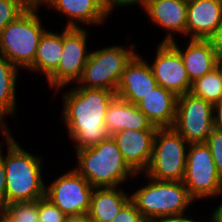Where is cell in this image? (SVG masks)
<instances>
[{
  "instance_id": "obj_10",
  "label": "cell",
  "mask_w": 222,
  "mask_h": 222,
  "mask_svg": "<svg viewBox=\"0 0 222 222\" xmlns=\"http://www.w3.org/2000/svg\"><path fill=\"white\" fill-rule=\"evenodd\" d=\"M172 128L189 144L206 142L214 129V105L191 92L178 96Z\"/></svg>"
},
{
  "instance_id": "obj_2",
  "label": "cell",
  "mask_w": 222,
  "mask_h": 222,
  "mask_svg": "<svg viewBox=\"0 0 222 222\" xmlns=\"http://www.w3.org/2000/svg\"><path fill=\"white\" fill-rule=\"evenodd\" d=\"M14 136L7 135V155H3L6 174L5 205L14 202L34 201L45 196L42 179V157L22 148Z\"/></svg>"
},
{
  "instance_id": "obj_27",
  "label": "cell",
  "mask_w": 222,
  "mask_h": 222,
  "mask_svg": "<svg viewBox=\"0 0 222 222\" xmlns=\"http://www.w3.org/2000/svg\"><path fill=\"white\" fill-rule=\"evenodd\" d=\"M65 214L45 196L39 199V222H63Z\"/></svg>"
},
{
  "instance_id": "obj_15",
  "label": "cell",
  "mask_w": 222,
  "mask_h": 222,
  "mask_svg": "<svg viewBox=\"0 0 222 222\" xmlns=\"http://www.w3.org/2000/svg\"><path fill=\"white\" fill-rule=\"evenodd\" d=\"M187 8L188 0H150L143 10L151 22L168 31L162 42L169 43L175 33L186 37Z\"/></svg>"
},
{
  "instance_id": "obj_13",
  "label": "cell",
  "mask_w": 222,
  "mask_h": 222,
  "mask_svg": "<svg viewBox=\"0 0 222 222\" xmlns=\"http://www.w3.org/2000/svg\"><path fill=\"white\" fill-rule=\"evenodd\" d=\"M156 132L157 129L122 130L111 135L125 162L137 175L148 169Z\"/></svg>"
},
{
  "instance_id": "obj_6",
  "label": "cell",
  "mask_w": 222,
  "mask_h": 222,
  "mask_svg": "<svg viewBox=\"0 0 222 222\" xmlns=\"http://www.w3.org/2000/svg\"><path fill=\"white\" fill-rule=\"evenodd\" d=\"M135 47L133 43L130 49L113 45L91 51L77 87L104 89L116 93L126 64L137 53Z\"/></svg>"
},
{
  "instance_id": "obj_28",
  "label": "cell",
  "mask_w": 222,
  "mask_h": 222,
  "mask_svg": "<svg viewBox=\"0 0 222 222\" xmlns=\"http://www.w3.org/2000/svg\"><path fill=\"white\" fill-rule=\"evenodd\" d=\"M205 143L210 148L217 173L222 178V131L214 128Z\"/></svg>"
},
{
  "instance_id": "obj_17",
  "label": "cell",
  "mask_w": 222,
  "mask_h": 222,
  "mask_svg": "<svg viewBox=\"0 0 222 222\" xmlns=\"http://www.w3.org/2000/svg\"><path fill=\"white\" fill-rule=\"evenodd\" d=\"M222 20V0H188L186 36L210 39Z\"/></svg>"
},
{
  "instance_id": "obj_1",
  "label": "cell",
  "mask_w": 222,
  "mask_h": 222,
  "mask_svg": "<svg viewBox=\"0 0 222 222\" xmlns=\"http://www.w3.org/2000/svg\"><path fill=\"white\" fill-rule=\"evenodd\" d=\"M62 95V119L75 151L96 146L109 137L105 128L107 108L116 93L104 89L73 87Z\"/></svg>"
},
{
  "instance_id": "obj_21",
  "label": "cell",
  "mask_w": 222,
  "mask_h": 222,
  "mask_svg": "<svg viewBox=\"0 0 222 222\" xmlns=\"http://www.w3.org/2000/svg\"><path fill=\"white\" fill-rule=\"evenodd\" d=\"M120 187L94 188L91 196L89 216L93 222H110L131 200V196Z\"/></svg>"
},
{
  "instance_id": "obj_31",
  "label": "cell",
  "mask_w": 222,
  "mask_h": 222,
  "mask_svg": "<svg viewBox=\"0 0 222 222\" xmlns=\"http://www.w3.org/2000/svg\"><path fill=\"white\" fill-rule=\"evenodd\" d=\"M149 1L150 0H110L108 8H109V11L111 14L112 13L111 11H113L116 6H118V7H126L127 6L128 7L130 5L134 6L135 4H137L139 6H142V8H144Z\"/></svg>"
},
{
  "instance_id": "obj_40",
  "label": "cell",
  "mask_w": 222,
  "mask_h": 222,
  "mask_svg": "<svg viewBox=\"0 0 222 222\" xmlns=\"http://www.w3.org/2000/svg\"><path fill=\"white\" fill-rule=\"evenodd\" d=\"M33 6H41L43 4V0H27Z\"/></svg>"
},
{
  "instance_id": "obj_36",
  "label": "cell",
  "mask_w": 222,
  "mask_h": 222,
  "mask_svg": "<svg viewBox=\"0 0 222 222\" xmlns=\"http://www.w3.org/2000/svg\"><path fill=\"white\" fill-rule=\"evenodd\" d=\"M5 116L0 112V133L2 132L3 136L11 135L10 130L7 128L6 121L4 120ZM5 121V122H4Z\"/></svg>"
},
{
  "instance_id": "obj_38",
  "label": "cell",
  "mask_w": 222,
  "mask_h": 222,
  "mask_svg": "<svg viewBox=\"0 0 222 222\" xmlns=\"http://www.w3.org/2000/svg\"><path fill=\"white\" fill-rule=\"evenodd\" d=\"M214 213L222 220V202L214 210Z\"/></svg>"
},
{
  "instance_id": "obj_35",
  "label": "cell",
  "mask_w": 222,
  "mask_h": 222,
  "mask_svg": "<svg viewBox=\"0 0 222 222\" xmlns=\"http://www.w3.org/2000/svg\"><path fill=\"white\" fill-rule=\"evenodd\" d=\"M63 222H93L88 213L66 215Z\"/></svg>"
},
{
  "instance_id": "obj_37",
  "label": "cell",
  "mask_w": 222,
  "mask_h": 222,
  "mask_svg": "<svg viewBox=\"0 0 222 222\" xmlns=\"http://www.w3.org/2000/svg\"><path fill=\"white\" fill-rule=\"evenodd\" d=\"M0 222H15L12 216L3 207H0Z\"/></svg>"
},
{
  "instance_id": "obj_29",
  "label": "cell",
  "mask_w": 222,
  "mask_h": 222,
  "mask_svg": "<svg viewBox=\"0 0 222 222\" xmlns=\"http://www.w3.org/2000/svg\"><path fill=\"white\" fill-rule=\"evenodd\" d=\"M110 222H147L130 200Z\"/></svg>"
},
{
  "instance_id": "obj_26",
  "label": "cell",
  "mask_w": 222,
  "mask_h": 222,
  "mask_svg": "<svg viewBox=\"0 0 222 222\" xmlns=\"http://www.w3.org/2000/svg\"><path fill=\"white\" fill-rule=\"evenodd\" d=\"M30 6L27 0H0V32Z\"/></svg>"
},
{
  "instance_id": "obj_4",
  "label": "cell",
  "mask_w": 222,
  "mask_h": 222,
  "mask_svg": "<svg viewBox=\"0 0 222 222\" xmlns=\"http://www.w3.org/2000/svg\"><path fill=\"white\" fill-rule=\"evenodd\" d=\"M148 184L131 194V201L147 222L185 214L195 202L183 182L160 181L149 178Z\"/></svg>"
},
{
  "instance_id": "obj_25",
  "label": "cell",
  "mask_w": 222,
  "mask_h": 222,
  "mask_svg": "<svg viewBox=\"0 0 222 222\" xmlns=\"http://www.w3.org/2000/svg\"><path fill=\"white\" fill-rule=\"evenodd\" d=\"M3 208L15 222H39V199L34 201L14 202Z\"/></svg>"
},
{
  "instance_id": "obj_11",
  "label": "cell",
  "mask_w": 222,
  "mask_h": 222,
  "mask_svg": "<svg viewBox=\"0 0 222 222\" xmlns=\"http://www.w3.org/2000/svg\"><path fill=\"white\" fill-rule=\"evenodd\" d=\"M94 188L74 168L45 188V197L65 215L88 213Z\"/></svg>"
},
{
  "instance_id": "obj_14",
  "label": "cell",
  "mask_w": 222,
  "mask_h": 222,
  "mask_svg": "<svg viewBox=\"0 0 222 222\" xmlns=\"http://www.w3.org/2000/svg\"><path fill=\"white\" fill-rule=\"evenodd\" d=\"M157 86L149 62L137 52L125 66L116 89V96L137 105Z\"/></svg>"
},
{
  "instance_id": "obj_22",
  "label": "cell",
  "mask_w": 222,
  "mask_h": 222,
  "mask_svg": "<svg viewBox=\"0 0 222 222\" xmlns=\"http://www.w3.org/2000/svg\"><path fill=\"white\" fill-rule=\"evenodd\" d=\"M61 32H44L37 47L34 63L27 70L44 74L47 79L58 68L63 51V30Z\"/></svg>"
},
{
  "instance_id": "obj_12",
  "label": "cell",
  "mask_w": 222,
  "mask_h": 222,
  "mask_svg": "<svg viewBox=\"0 0 222 222\" xmlns=\"http://www.w3.org/2000/svg\"><path fill=\"white\" fill-rule=\"evenodd\" d=\"M151 67L158 85L181 96L191 91L192 83L187 75L180 53L168 42H160Z\"/></svg>"
},
{
  "instance_id": "obj_7",
  "label": "cell",
  "mask_w": 222,
  "mask_h": 222,
  "mask_svg": "<svg viewBox=\"0 0 222 222\" xmlns=\"http://www.w3.org/2000/svg\"><path fill=\"white\" fill-rule=\"evenodd\" d=\"M189 145L173 128H158L151 162L144 173L160 181L182 182Z\"/></svg>"
},
{
  "instance_id": "obj_18",
  "label": "cell",
  "mask_w": 222,
  "mask_h": 222,
  "mask_svg": "<svg viewBox=\"0 0 222 222\" xmlns=\"http://www.w3.org/2000/svg\"><path fill=\"white\" fill-rule=\"evenodd\" d=\"M169 43L180 53L191 83L217 67L218 56L209 39H189L185 49L175 40Z\"/></svg>"
},
{
  "instance_id": "obj_32",
  "label": "cell",
  "mask_w": 222,
  "mask_h": 222,
  "mask_svg": "<svg viewBox=\"0 0 222 222\" xmlns=\"http://www.w3.org/2000/svg\"><path fill=\"white\" fill-rule=\"evenodd\" d=\"M212 43V46L217 53V56H222V20L215 31V33L209 39Z\"/></svg>"
},
{
  "instance_id": "obj_20",
  "label": "cell",
  "mask_w": 222,
  "mask_h": 222,
  "mask_svg": "<svg viewBox=\"0 0 222 222\" xmlns=\"http://www.w3.org/2000/svg\"><path fill=\"white\" fill-rule=\"evenodd\" d=\"M177 98L174 93L158 85L137 106L153 126L172 128L176 118Z\"/></svg>"
},
{
  "instance_id": "obj_39",
  "label": "cell",
  "mask_w": 222,
  "mask_h": 222,
  "mask_svg": "<svg viewBox=\"0 0 222 222\" xmlns=\"http://www.w3.org/2000/svg\"><path fill=\"white\" fill-rule=\"evenodd\" d=\"M208 220H210L208 222H222V220L214 212H212V215Z\"/></svg>"
},
{
  "instance_id": "obj_5",
  "label": "cell",
  "mask_w": 222,
  "mask_h": 222,
  "mask_svg": "<svg viewBox=\"0 0 222 222\" xmlns=\"http://www.w3.org/2000/svg\"><path fill=\"white\" fill-rule=\"evenodd\" d=\"M40 6L31 5L0 32V53L19 69L33 63L41 36L46 31L37 14Z\"/></svg>"
},
{
  "instance_id": "obj_30",
  "label": "cell",
  "mask_w": 222,
  "mask_h": 222,
  "mask_svg": "<svg viewBox=\"0 0 222 222\" xmlns=\"http://www.w3.org/2000/svg\"><path fill=\"white\" fill-rule=\"evenodd\" d=\"M3 146L0 145V207L5 206L6 174L3 161Z\"/></svg>"
},
{
  "instance_id": "obj_9",
  "label": "cell",
  "mask_w": 222,
  "mask_h": 222,
  "mask_svg": "<svg viewBox=\"0 0 222 222\" xmlns=\"http://www.w3.org/2000/svg\"><path fill=\"white\" fill-rule=\"evenodd\" d=\"M87 28L65 27L63 51L58 68L47 78L48 85L59 91L78 82L83 74L90 52L87 49Z\"/></svg>"
},
{
  "instance_id": "obj_23",
  "label": "cell",
  "mask_w": 222,
  "mask_h": 222,
  "mask_svg": "<svg viewBox=\"0 0 222 222\" xmlns=\"http://www.w3.org/2000/svg\"><path fill=\"white\" fill-rule=\"evenodd\" d=\"M19 68L13 65L2 53H0V112L15 116L17 109L16 82Z\"/></svg>"
},
{
  "instance_id": "obj_19",
  "label": "cell",
  "mask_w": 222,
  "mask_h": 222,
  "mask_svg": "<svg viewBox=\"0 0 222 222\" xmlns=\"http://www.w3.org/2000/svg\"><path fill=\"white\" fill-rule=\"evenodd\" d=\"M105 128L109 136L122 130L158 129L136 104L118 96L112 99L107 108Z\"/></svg>"
},
{
  "instance_id": "obj_24",
  "label": "cell",
  "mask_w": 222,
  "mask_h": 222,
  "mask_svg": "<svg viewBox=\"0 0 222 222\" xmlns=\"http://www.w3.org/2000/svg\"><path fill=\"white\" fill-rule=\"evenodd\" d=\"M194 96L215 105L222 100V73L218 67L192 83Z\"/></svg>"
},
{
  "instance_id": "obj_41",
  "label": "cell",
  "mask_w": 222,
  "mask_h": 222,
  "mask_svg": "<svg viewBox=\"0 0 222 222\" xmlns=\"http://www.w3.org/2000/svg\"><path fill=\"white\" fill-rule=\"evenodd\" d=\"M217 67L219 68V70L222 73V56H218V58H217Z\"/></svg>"
},
{
  "instance_id": "obj_8",
  "label": "cell",
  "mask_w": 222,
  "mask_h": 222,
  "mask_svg": "<svg viewBox=\"0 0 222 222\" xmlns=\"http://www.w3.org/2000/svg\"><path fill=\"white\" fill-rule=\"evenodd\" d=\"M182 182L194 200L222 195V178L205 142L189 145Z\"/></svg>"
},
{
  "instance_id": "obj_34",
  "label": "cell",
  "mask_w": 222,
  "mask_h": 222,
  "mask_svg": "<svg viewBox=\"0 0 222 222\" xmlns=\"http://www.w3.org/2000/svg\"><path fill=\"white\" fill-rule=\"evenodd\" d=\"M189 214H182V215H176L172 217H165L157 220L156 222H198L192 219V217H189ZM200 222V221H199Z\"/></svg>"
},
{
  "instance_id": "obj_3",
  "label": "cell",
  "mask_w": 222,
  "mask_h": 222,
  "mask_svg": "<svg viewBox=\"0 0 222 222\" xmlns=\"http://www.w3.org/2000/svg\"><path fill=\"white\" fill-rule=\"evenodd\" d=\"M78 166L74 169L93 188L119 187L137 174L125 162L111 136L96 146L76 151Z\"/></svg>"
},
{
  "instance_id": "obj_16",
  "label": "cell",
  "mask_w": 222,
  "mask_h": 222,
  "mask_svg": "<svg viewBox=\"0 0 222 222\" xmlns=\"http://www.w3.org/2000/svg\"><path fill=\"white\" fill-rule=\"evenodd\" d=\"M43 5L67 16L69 20L65 27L80 28L81 24L100 25L111 15L103 0H46Z\"/></svg>"
},
{
  "instance_id": "obj_42",
  "label": "cell",
  "mask_w": 222,
  "mask_h": 222,
  "mask_svg": "<svg viewBox=\"0 0 222 222\" xmlns=\"http://www.w3.org/2000/svg\"><path fill=\"white\" fill-rule=\"evenodd\" d=\"M107 5H109L110 0H103Z\"/></svg>"
},
{
  "instance_id": "obj_33",
  "label": "cell",
  "mask_w": 222,
  "mask_h": 222,
  "mask_svg": "<svg viewBox=\"0 0 222 222\" xmlns=\"http://www.w3.org/2000/svg\"><path fill=\"white\" fill-rule=\"evenodd\" d=\"M214 128L222 131V101L214 105Z\"/></svg>"
}]
</instances>
